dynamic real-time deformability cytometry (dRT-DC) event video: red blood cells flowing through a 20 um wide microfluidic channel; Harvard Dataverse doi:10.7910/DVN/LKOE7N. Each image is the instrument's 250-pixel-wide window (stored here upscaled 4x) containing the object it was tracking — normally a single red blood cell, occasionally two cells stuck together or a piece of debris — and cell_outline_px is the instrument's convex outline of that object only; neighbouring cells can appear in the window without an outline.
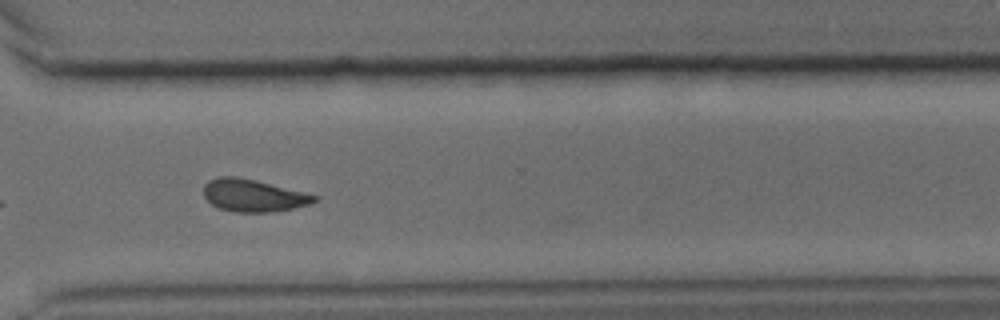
{"species": "common noctule bat (a hibernating species)", "species_latin": "Nyctalus noctula", "temperature_condition": "cold", "stored_images_in_passage": 24, "camera_frame_rate_fps": 3000, "um_per_image_px": 0.085, "animal": {"sex": "male", "body_mass_g": 15.6}, "frame": {"image": 1, "passage_image": 20, "time_ms": 6.333, "image_size_px": [1000, 320], "cell_outline_px": [[320, 196], [316, 200], [308, 204], [292, 208], [272, 212], [236, 212], [220, 208], [212, 204], [204, 196], [204, 184], [208, 180], [216, 176], [236, 176], [256, 180]], "centroid_in_image_um": [21.5, 16.6], "position_along_channel_um": 349.1, "area_um2": 20.81}}